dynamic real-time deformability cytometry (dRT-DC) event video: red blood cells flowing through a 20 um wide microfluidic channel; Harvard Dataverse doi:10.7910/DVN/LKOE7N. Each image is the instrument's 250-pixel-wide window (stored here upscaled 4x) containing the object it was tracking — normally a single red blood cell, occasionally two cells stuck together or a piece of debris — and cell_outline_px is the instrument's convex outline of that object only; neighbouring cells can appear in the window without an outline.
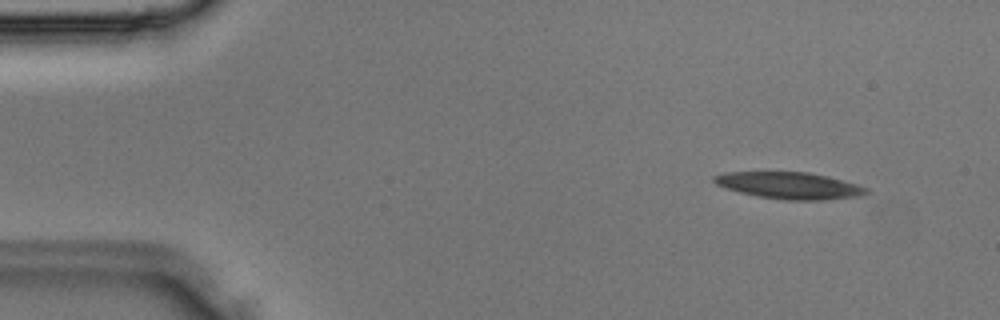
{"species": "Egyptian fruit bat (a non-hibernating species)", "species_latin": "Rousettus aegyptiacus", "temperature_condition": "room temperature", "stored_images_in_passage": 37, "camera_frame_rate_fps": 3000, "um_per_image_px": 0.085, "animal": {"sex": "male"}, "frame": {"image": 1, "passage_image": 4, "time_ms": 1.0, "image_size_px": [1000, 320], "cell_outline_px": [[868, 192], [864, 196], [820, 200], [784, 200], [760, 196], [740, 192], [724, 188], [716, 184], [712, 180], [712, 176], [724, 172], [808, 172], [828, 176], [856, 184], [868, 188]], "centroid_in_image_um": [67.09, 15.77], "position_along_channel_um": 17.9, "area_um2": 23.76}}
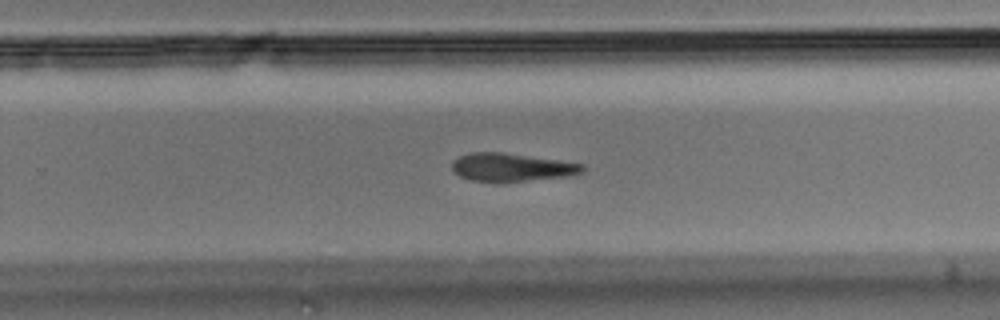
{"frame": {"image": 2, "passage_image": 24, "time_ms": 7.667, "image_size_px": [1000, 320], "cell_outline_px": [[584, 172], [568, 176], [524, 180], [472, 180], [460, 176], [452, 168], [452, 160], [460, 156], [472, 152], [504, 152], [584, 164]], "centroid_in_image_um": [43.5, 14.19], "position_along_channel_um": 286.3, "area_um2": 20.75}}
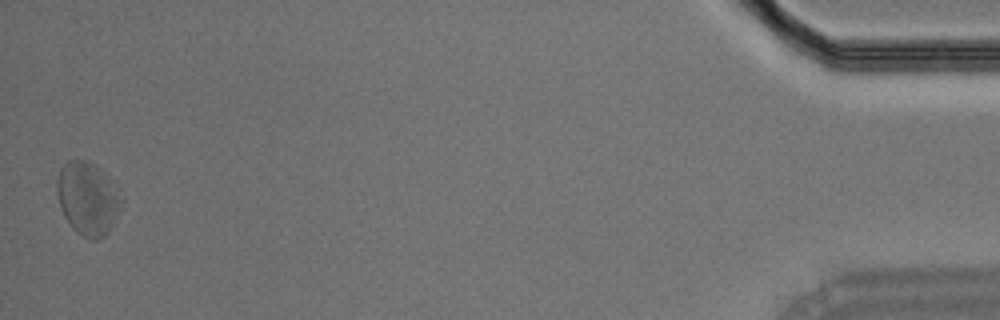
{"frame": {"image": 3, "passage_image": 37, "time_ms": 12.0, "image_size_px": [1000, 320], "cell_outline_px": [[120, 200], [112, 224], [108, 232], [104, 236], [96, 240], [92, 240], [76, 232], [72, 228], [64, 216], [60, 208], [56, 192], [56, 180], [60, 168], [68, 160], [88, 160], [104, 172], [112, 180]], "centroid_in_image_um": [7.38, 16.85], "position_along_channel_um": 427.8, "area_um2": 26.99}}